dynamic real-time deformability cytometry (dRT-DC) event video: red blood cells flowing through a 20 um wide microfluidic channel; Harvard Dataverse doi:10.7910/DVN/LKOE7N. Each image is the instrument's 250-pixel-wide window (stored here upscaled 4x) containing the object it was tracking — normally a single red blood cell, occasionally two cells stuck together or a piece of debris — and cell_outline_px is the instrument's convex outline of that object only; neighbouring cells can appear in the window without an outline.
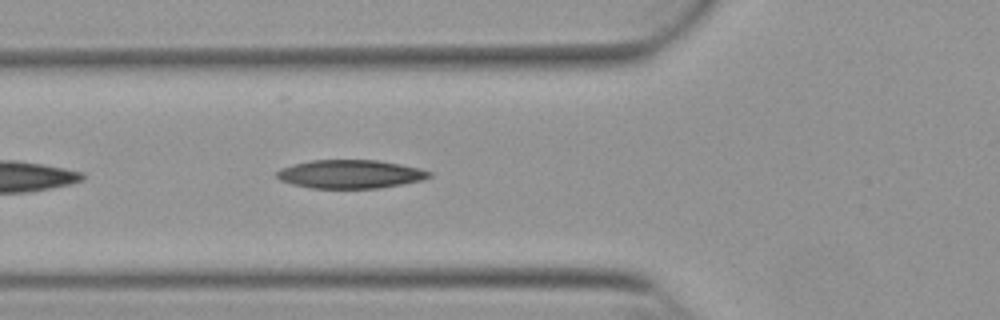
{"species": "Egyptian fruit bat (a non-hibernating species)", "species_latin": "Rousettus aegyptiacus", "temperature_condition": "warm", "stored_images_in_passage": 10, "camera_frame_rate_fps": 3000, "um_per_image_px": 0.085, "animal": {"sex": "female"}, "frame": {"image": 1, "passage_image": 5, "time_ms": 1.333, "image_size_px": [1000, 320], "cell_outline_px": [[432, 176], [424, 180], [380, 188], [312, 188], [292, 184], [280, 180], [276, 176], [276, 172], [280, 168], [292, 164], [312, 160], [380, 160], [420, 168], [432, 172]], "centroid_in_image_um": [29.79, 14.79], "position_along_channel_um": 96.0, "area_um2": 25.49}}